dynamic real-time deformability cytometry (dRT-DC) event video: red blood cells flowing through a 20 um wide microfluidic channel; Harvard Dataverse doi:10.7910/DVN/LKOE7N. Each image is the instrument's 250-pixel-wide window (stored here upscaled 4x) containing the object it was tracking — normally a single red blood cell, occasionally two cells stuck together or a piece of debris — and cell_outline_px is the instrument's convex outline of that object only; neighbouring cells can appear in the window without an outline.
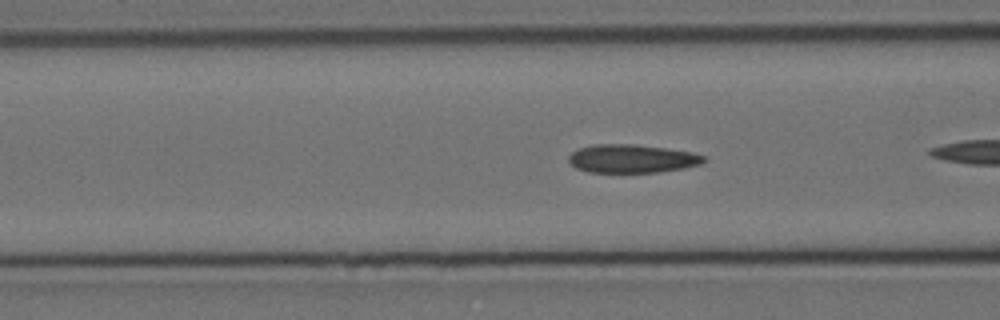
{"species": "Egyptian fruit bat (a non-hibernating species)", "species_latin": "Rousettus aegyptiacus", "temperature_condition": "cold", "stored_images_in_passage": 28, "camera_frame_rate_fps": 3000, "um_per_image_px": 0.085, "animal": {"sex": "female"}, "frame": {"image": 1, "passage_image": 5, "time_ms": 1.333, "image_size_px": [1000, 320], "cell_outline_px": [[708, 160], [700, 164], [684, 168], [660, 172], [588, 172], [576, 168], [568, 160], [568, 156], [572, 152], [580, 148], [592, 144], [636, 144], [692, 152], [708, 156]], "centroid_in_image_um": [53.75, 13.48], "position_along_channel_um": 112.9, "area_um2": 22.48}}